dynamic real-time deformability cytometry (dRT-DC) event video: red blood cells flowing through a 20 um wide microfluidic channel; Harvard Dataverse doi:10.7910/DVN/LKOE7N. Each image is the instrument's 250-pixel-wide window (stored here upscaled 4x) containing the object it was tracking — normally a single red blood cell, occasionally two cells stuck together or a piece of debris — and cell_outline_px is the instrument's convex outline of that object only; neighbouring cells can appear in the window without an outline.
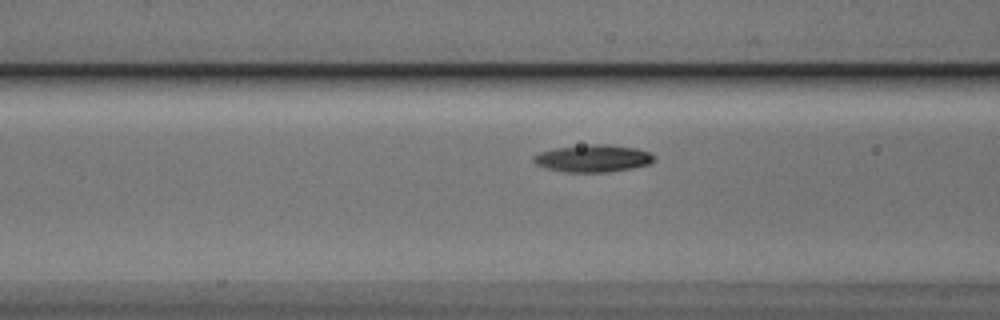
{"species": "Egyptian fruit bat (a non-hibernating species)", "species_latin": "Rousettus aegyptiacus", "temperature_condition": "cold", "stored_images_in_passage": 34, "camera_frame_rate_fps": 3000, "um_per_image_px": 0.085, "animal": {"sex": "male"}, "frame": {"image": 1, "passage_image": 6, "time_ms": 1.667, "image_size_px": [1000, 320], "cell_outline_px": [[656, 160], [652, 164], [632, 168], [608, 172], [568, 172], [544, 168], [536, 164], [532, 160], [532, 156], [540, 152], [556, 148], [588, 144], [608, 144], [636, 148], [652, 152], [656, 156]], "centroid_in_image_um": [50.46, 13.46], "position_along_channel_um": 116.1, "area_um2": 19.48}}
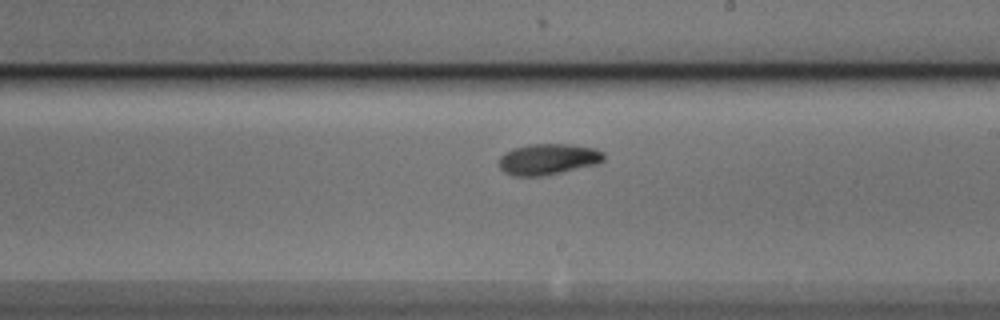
{"frame": {"image": 2, "passage_image": 16, "time_ms": 5.0, "image_size_px": [1000, 320], "cell_outline_px": [[604, 160], [596, 164], [544, 176], [512, 176], [504, 172], [500, 168], [500, 156], [504, 152], [512, 148], [528, 144], [572, 144], [596, 148], [604, 152]], "centroid_in_image_um": [46.58, 13.52], "position_along_channel_um": 242.4, "area_um2": 19.13}}
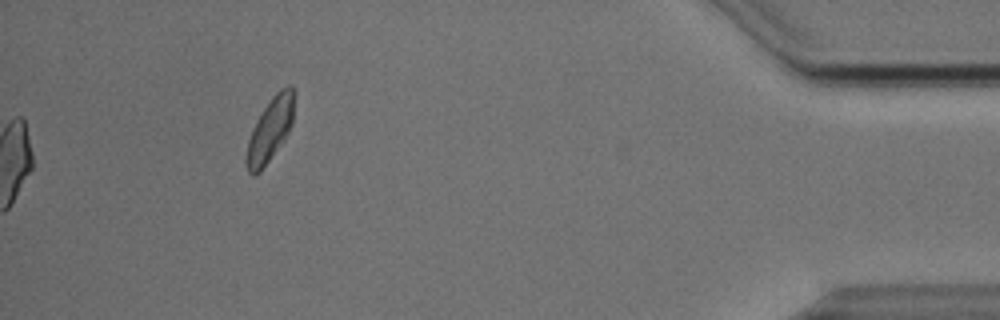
{"frame": {"image": 3, "passage_image": 34, "time_ms": 11.0, "image_size_px": [1000, 320], "cell_outline_px": [[296, 92], [292, 124], [284, 140], [260, 172], [252, 176], [248, 172], [244, 160], [248, 140], [252, 128], [256, 120], [272, 96], [280, 88], [288, 84], [292, 84]], "centroid_in_image_um": [22.97, 10.98], "position_along_channel_um": 412.2, "area_um2": 18.15}, "authors_computed_cell_mechanics": {"area_um2": 18.6694, "velocity_mm_per_s": 3.7921, "shape_relaxation_time_tau1_ms": 3.215, "shape_relaxation_time_tau2_ms": null, "deformation_change_tau1": 0.1507, "deformation_change_tau2": null}}